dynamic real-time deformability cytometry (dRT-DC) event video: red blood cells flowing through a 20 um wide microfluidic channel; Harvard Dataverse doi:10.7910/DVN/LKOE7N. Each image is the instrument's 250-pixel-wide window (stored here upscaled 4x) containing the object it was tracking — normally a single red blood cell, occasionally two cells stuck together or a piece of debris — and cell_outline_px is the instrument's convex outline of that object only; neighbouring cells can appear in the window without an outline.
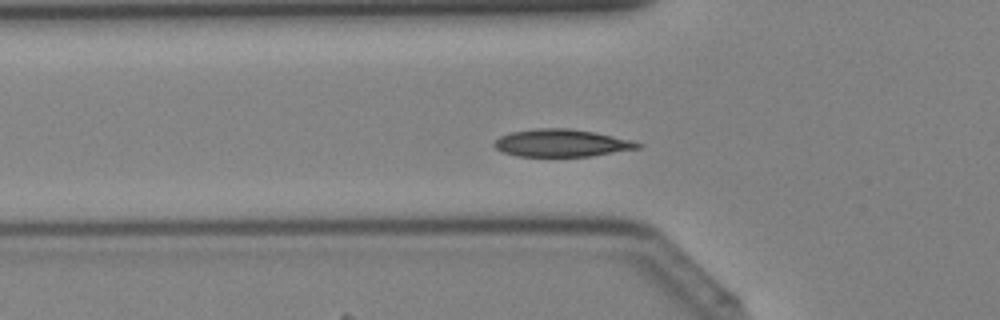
{"species": "Egyptian fruit bat (a non-hibernating species)", "species_latin": "Rousettus aegyptiacus", "temperature_condition": "cold", "stored_images_in_passage": 41, "camera_frame_rate_fps": 3000, "um_per_image_px": 0.085, "animal": {"sex": "female"}, "frame": {"image": 1, "passage_image": 13, "time_ms": 4.0, "image_size_px": [1000, 320], "cell_outline_px": [[644, 144], [640, 148], [592, 156], [516, 156], [504, 152], [496, 148], [492, 144], [500, 136], [512, 132], [536, 128], [568, 128], [596, 132], [632, 140]], "centroid_in_image_um": [47.77, 12.15], "position_along_channel_um": 78.0, "area_um2": 23.0}}
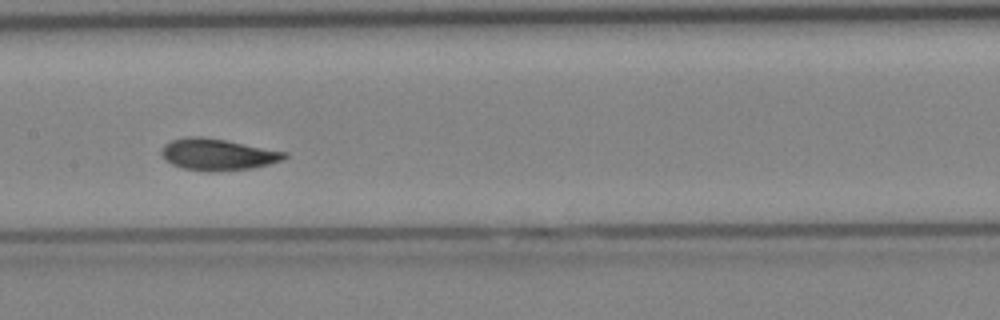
{"frame": {"image": 2, "passage_image": 20, "time_ms": 6.333, "image_size_px": [1000, 320], "cell_outline_px": [[288, 156], [284, 160], [252, 168], [212, 172], [184, 168], [172, 164], [160, 152], [160, 148], [164, 144], [172, 140], [188, 136], [200, 136], [224, 140], [288, 152]], "centroid_in_image_um": [18.52, 13.12], "position_along_channel_um": 188.9, "area_um2": 22.48}}
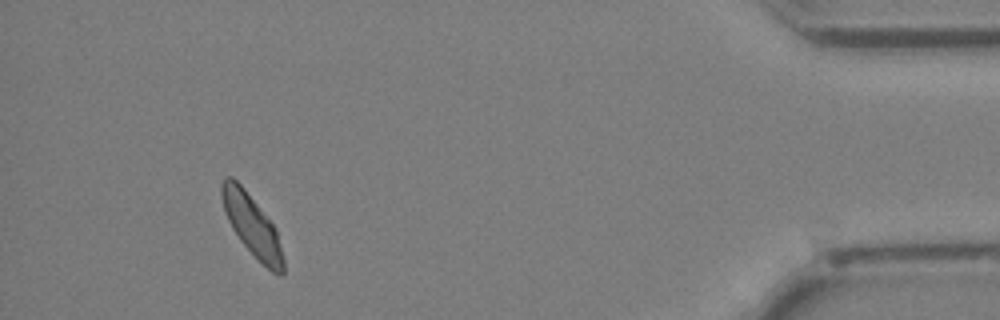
{"frame": {"image": 3, "passage_image": 38, "time_ms": 12.333, "image_size_px": [1000, 320], "cell_outline_px": [[284, 272], [280, 276], [272, 272], [240, 240], [232, 228], [224, 212], [220, 196], [220, 184], [224, 176], [232, 176], [244, 188], [276, 228], [284, 260]], "centroid_in_image_um": [21.39, 19.1], "position_along_channel_um": 413.8, "area_um2": 21.73}}